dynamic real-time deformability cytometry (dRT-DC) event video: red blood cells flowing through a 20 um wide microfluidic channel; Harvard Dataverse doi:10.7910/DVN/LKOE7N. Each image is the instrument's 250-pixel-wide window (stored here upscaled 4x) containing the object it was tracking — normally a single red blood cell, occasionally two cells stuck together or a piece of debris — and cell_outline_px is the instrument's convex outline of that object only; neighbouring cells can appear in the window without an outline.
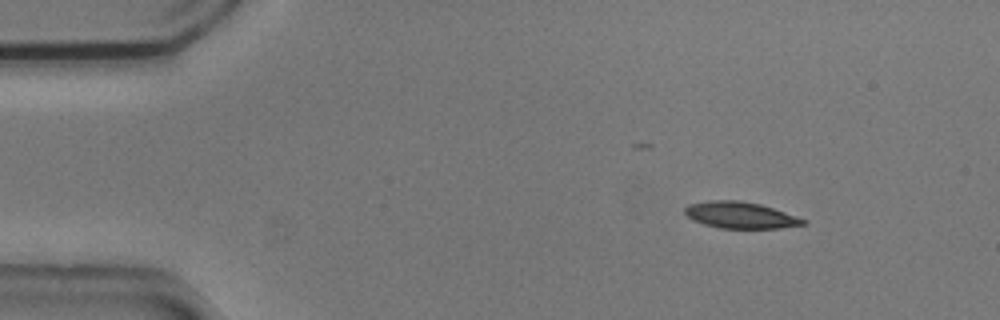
{"species": "common noctule bat (a hibernating species)", "species_latin": "Nyctalus noctula", "temperature_condition": "cold", "stored_images_in_passage": 48, "camera_frame_rate_fps": 3000, "um_per_image_px": 0.085, "animal": {"sex": "male", "body_mass_g": 20.5, "forearm_length_mm": 52.5}, "frame": {"image": 1, "passage_image": 1, "time_ms": 0.0, "image_size_px": [1000, 320], "cell_outline_px": [[808, 224], [780, 228], [720, 228], [704, 224], [692, 220], [684, 212], [684, 208], [688, 204], [712, 200], [740, 200], [760, 204], [808, 220]], "centroid_in_image_um": [62.94, 18.29], "position_along_channel_um": 22.1, "area_um2": 18.26}}
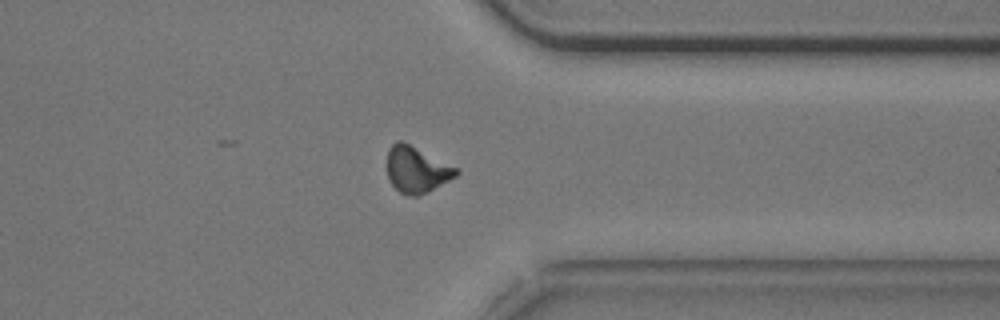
{"frame": {"image": 2, "passage_image": 36, "time_ms": 11.667, "image_size_px": [1000, 320], "cell_outline_px": [[460, 172], [456, 176], [428, 192], [420, 196], [408, 196], [400, 192], [388, 180], [388, 148], [396, 140], [400, 140], [460, 168]], "centroid_in_image_um": [35.43, 14.42], "position_along_channel_um": 376.0, "area_um2": 18.67}}
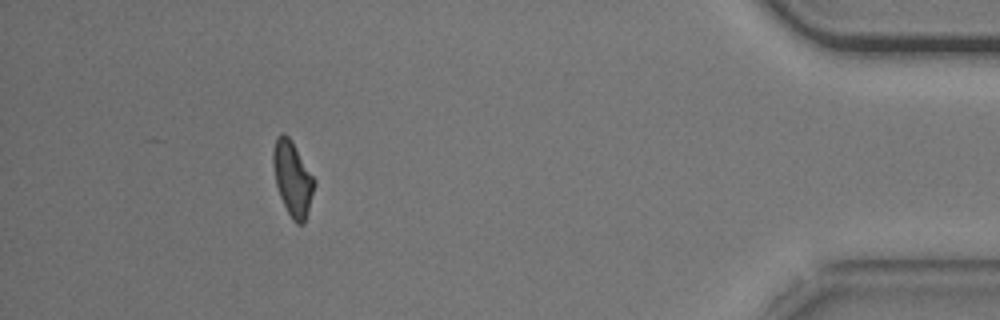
{"frame": {"image": 3, "passage_image": 43, "time_ms": 14.0, "image_size_px": [1000, 320], "cell_outline_px": [[316, 184], [308, 212], [304, 224], [296, 224], [292, 220], [280, 196], [276, 184], [272, 164], [272, 152], [276, 136], [280, 132], [284, 132], [292, 140], [316, 180]], "centroid_in_image_um": [24.87, 15.15], "position_along_channel_um": 410.3, "area_um2": 18.21}, "authors_computed_cell_mechanics": {"area_um2": 18.8139, "velocity_mm_per_s": 3.7211, "shape_relaxation_time_tau1_ms": 4.8715, "shape_relaxation_time_tau2_ms": null, "deformation_change_tau1": 0.1318, "deformation_change_tau2": null}}